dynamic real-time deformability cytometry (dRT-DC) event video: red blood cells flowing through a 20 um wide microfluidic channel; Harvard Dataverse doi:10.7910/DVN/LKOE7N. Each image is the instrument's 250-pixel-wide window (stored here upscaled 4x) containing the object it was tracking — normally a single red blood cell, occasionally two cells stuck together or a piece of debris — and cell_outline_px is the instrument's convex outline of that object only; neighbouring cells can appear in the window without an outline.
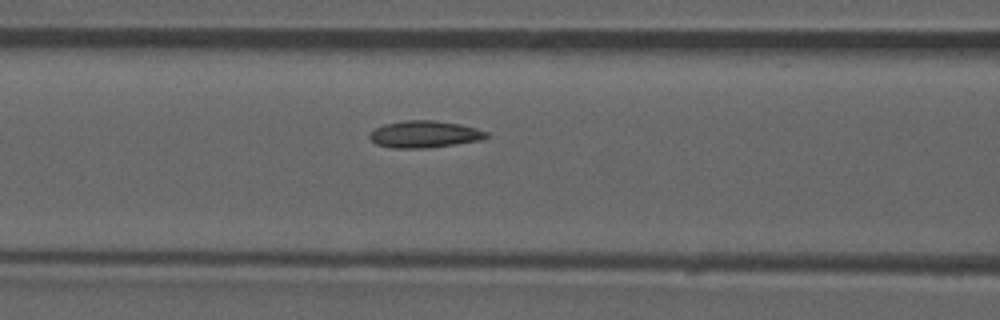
{"species": "common noctule bat (a hibernating species)", "species_latin": "Nyctalus noctula", "temperature_condition": "room temperature", "stored_images_in_passage": 43, "camera_frame_rate_fps": 3000, "um_per_image_px": 0.085, "animal": {"sex": "male", "forearm_length_mm": 52.5}, "frame": {"image": 1, "passage_image": 19, "time_ms": 6.0, "image_size_px": [1000, 320], "cell_outline_px": [[488, 136], [484, 140], [428, 148], [392, 148], [376, 144], [368, 136], [368, 132], [384, 124], [404, 120], [432, 120], [460, 124], [476, 128], [488, 132]], "centroid_in_image_um": [36.08, 11.41], "position_along_channel_um": 130.5, "area_um2": 18.5}, "authors_computed_cell_mechanics": {"area_um2": 17.629, "velocity_mm_per_s": 3.8942, "shape_relaxation_time_tau1_ms": null, "shape_relaxation_time_tau2_ms": 6.768, "deformation_change_tau1": null, "deformation_change_tau2": 0.0988}}